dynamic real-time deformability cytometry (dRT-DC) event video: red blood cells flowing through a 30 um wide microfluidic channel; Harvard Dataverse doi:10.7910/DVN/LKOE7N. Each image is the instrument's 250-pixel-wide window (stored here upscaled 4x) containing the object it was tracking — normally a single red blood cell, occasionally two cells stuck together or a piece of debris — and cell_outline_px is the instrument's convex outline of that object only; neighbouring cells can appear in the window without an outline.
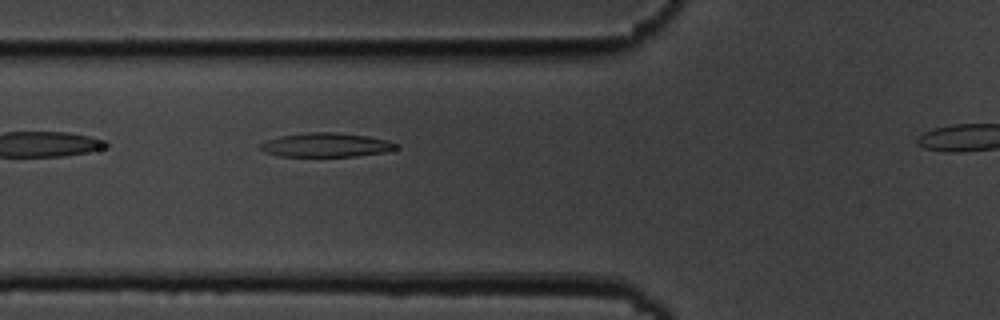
{"species": "common noctule bat (a hibernating species)", "species_latin": "Nyctalus noctula", "temperature_condition": "cold", "stored_images_in_passage": 4, "camera_frame_rate_fps": 3000, "um_per_image_px": 0.085, "animal": {"sex": "male", "body_mass_g": 19.5, "forearm_length_mm": 54.6}, "frame": {"image": 1, "passage_image": 3, "time_ms": 3.0, "image_size_px": [1000, 320], "cell_outline_px": [[396, 148], [384, 152], [356, 156], [280, 156], [264, 152], [260, 148], [260, 144], [268, 140], [280, 136], [308, 132], [332, 132], [368, 136], [388, 140], [396, 144]], "centroid_in_image_um": [27.69, 12.32], "position_along_channel_um": 98.1, "area_um2": 18.79}}